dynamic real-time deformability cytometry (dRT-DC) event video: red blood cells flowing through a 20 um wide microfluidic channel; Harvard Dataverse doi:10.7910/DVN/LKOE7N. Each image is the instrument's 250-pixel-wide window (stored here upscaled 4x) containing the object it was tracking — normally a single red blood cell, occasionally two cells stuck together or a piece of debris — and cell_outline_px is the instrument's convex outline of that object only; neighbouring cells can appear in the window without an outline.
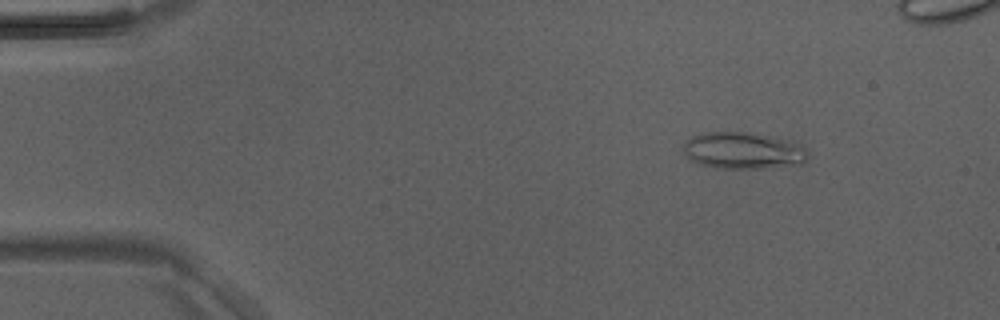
{"species": "Egyptian fruit bat (a non-hibernating species)", "species_latin": "Rousettus aegyptiacus", "temperature_condition": "room temperature", "stored_images_in_passage": 46, "camera_frame_rate_fps": 3000, "um_per_image_px": 0.085, "animal": {"sex": "male"}, "frame": {"image": 1, "passage_image": 6, "time_ms": 1.667, "image_size_px": [1000, 320], "cell_outline_px": [[808, 156], [804, 164], [760, 168], [716, 168], [700, 164], [688, 160], [684, 152], [684, 144], [692, 136], [704, 132], [744, 132], [792, 140], [804, 144], [808, 152]], "centroid_in_image_um": [63.21, 12.8], "position_along_channel_um": 21.8, "area_um2": 26.93}}
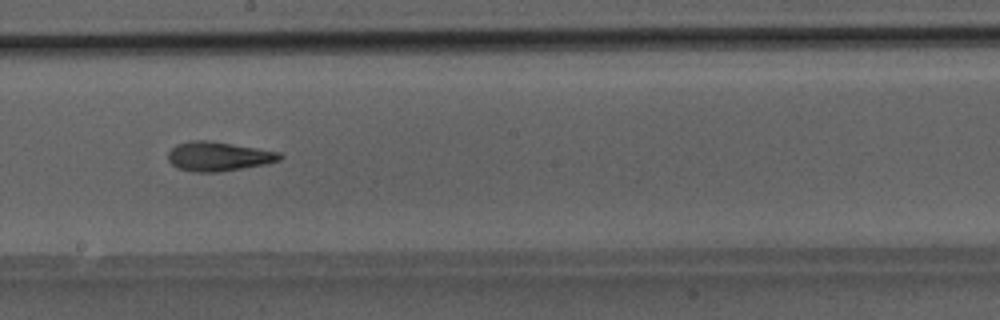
{"frame": {"image": 2, "passage_image": 26, "time_ms": 8.333, "image_size_px": [1000, 320], "cell_outline_px": [[284, 156], [280, 160], [268, 164], [216, 172], [196, 172], [176, 168], [168, 160], [168, 152], [176, 144], [188, 140], [208, 140], [280, 152]], "centroid_in_image_um": [18.56, 13.29], "position_along_channel_um": 229.6, "area_um2": 19.13}}
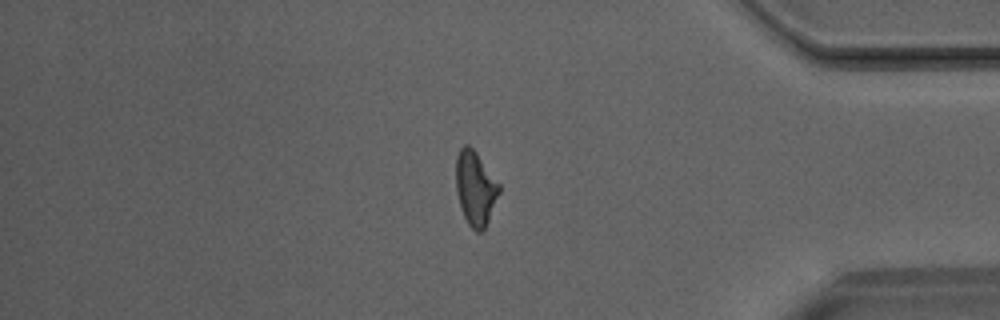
{"frame": {"image": 3, "passage_image": 39, "time_ms": 12.667, "image_size_px": [1000, 320], "cell_outline_px": [[500, 192], [484, 232], [476, 232], [468, 224], [464, 216], [456, 192], [456, 156], [460, 148], [464, 144], [468, 144], [476, 152], [500, 184]], "centroid_in_image_um": [40.41, 16.01], "position_along_channel_um": 394.8, "area_um2": 18.79}}